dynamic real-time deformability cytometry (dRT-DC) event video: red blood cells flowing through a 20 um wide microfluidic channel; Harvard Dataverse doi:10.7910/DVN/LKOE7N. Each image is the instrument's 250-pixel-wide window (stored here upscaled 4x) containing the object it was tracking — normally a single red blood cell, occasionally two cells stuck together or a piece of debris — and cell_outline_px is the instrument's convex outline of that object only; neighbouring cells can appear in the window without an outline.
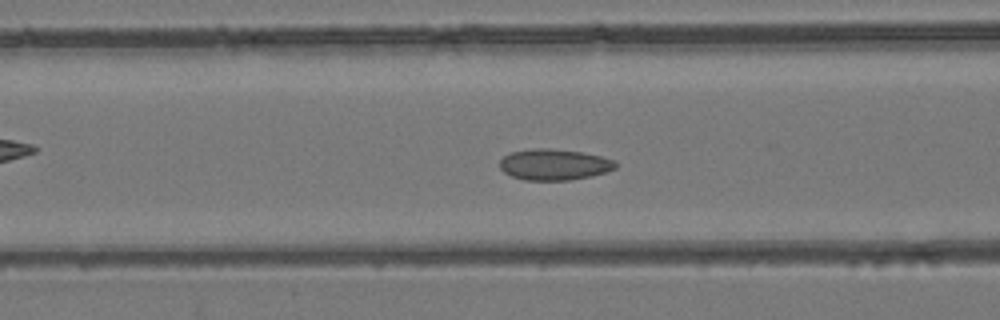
{"species": "common noctule bat (a hibernating species)", "species_latin": "Nyctalus noctula", "temperature_condition": "room temperature", "stored_images_in_passage": 54, "camera_frame_rate_fps": 3000, "um_per_image_px": 0.085, "animal": {"sex": "female", "body_mass_g": 24.6, "forearm_length_mm": 56.2}, "frame": {"image": 1, "passage_image": 22, "time_ms": 7.0, "image_size_px": [1000, 320], "cell_outline_px": [[616, 168], [592, 176], [568, 180], [524, 180], [512, 176], [504, 172], [500, 168], [500, 160], [504, 156], [512, 152], [532, 148], [548, 148], [584, 152], [616, 160]], "centroid_in_image_um": [47.11, 13.98], "position_along_channel_um": 119.5, "area_um2": 20.98}}
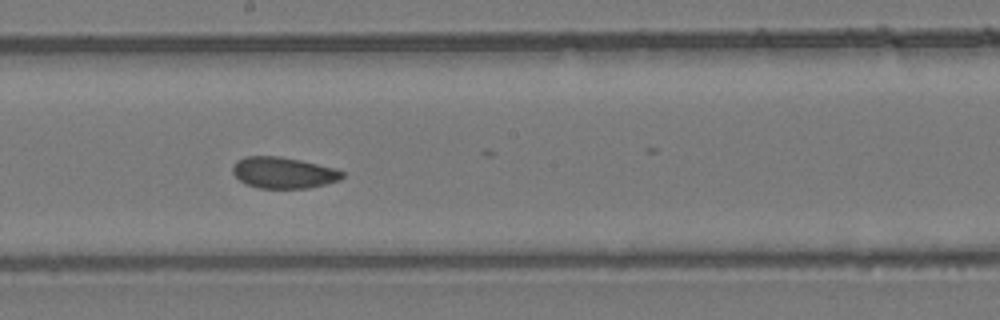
{"frame": {"image": 2, "passage_image": 30, "time_ms": 9.667, "image_size_px": [1000, 320], "cell_outline_px": [[344, 176], [340, 180], [308, 188], [260, 188], [244, 184], [232, 172], [232, 168], [236, 160], [244, 156], [280, 156], [300, 160], [332, 168], [344, 172]], "centroid_in_image_um": [24.05, 14.68], "position_along_channel_um": 224.2, "area_um2": 19.88}}
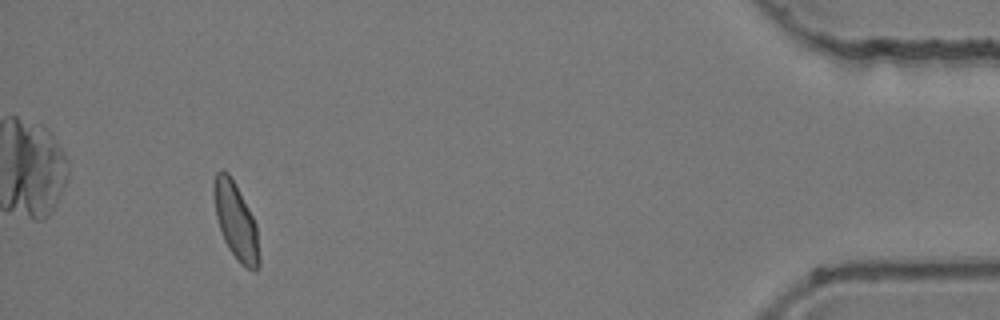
{"frame": {"image": 3, "passage_image": 50, "time_ms": 16.333, "image_size_px": [1000, 320], "cell_outline_px": [[260, 264], [256, 272], [252, 272], [244, 268], [236, 260], [228, 248], [224, 240], [216, 216], [212, 188], [216, 172], [228, 172], [236, 184], [256, 224], [260, 256]], "centroid_in_image_um": [20.06, 18.88], "position_along_channel_um": 415.1, "area_um2": 20.4}, "authors_computed_cell_mechanics": {"area_um2": 20.4612, "velocity_mm_per_s": 3.9193, "shape_relaxation_time_tau1_ms": null, "shape_relaxation_time_tau2_ms": 1.8696, "deformation_change_tau1": null, "deformation_change_tau2": 0.0639}}